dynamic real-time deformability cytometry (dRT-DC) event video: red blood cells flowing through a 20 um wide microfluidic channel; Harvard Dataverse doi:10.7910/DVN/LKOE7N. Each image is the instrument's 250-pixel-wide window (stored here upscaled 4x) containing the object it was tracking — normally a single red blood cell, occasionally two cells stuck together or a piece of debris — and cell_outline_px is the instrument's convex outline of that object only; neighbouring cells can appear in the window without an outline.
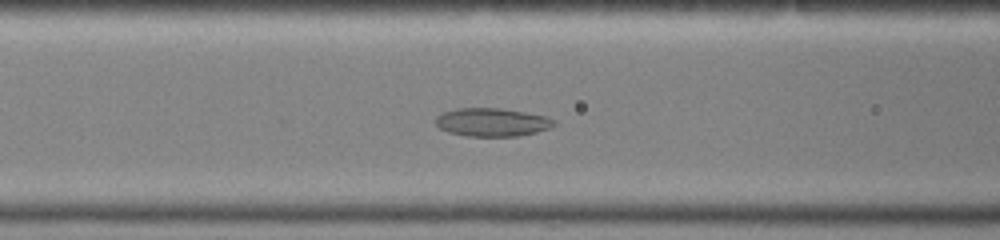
{"species": "common noctule bat (a hibernating species)", "species_latin": "Nyctalus noctula", "temperature_condition": "warm", "stored_images_in_passage": 34, "camera_frame_rate_fps": 3000, "um_per_image_px": 0.085, "animal": {"sex": "female", "body_mass_g": 19.0, "forearm_length_mm": 51.5}, "frame": {"image": 1, "passage_image": 13, "time_ms": 4.0, "image_size_px": [1000, 240], "cell_outline_px": [[556, 124], [548, 128], [536, 132], [516, 136], [468, 136], [448, 132], [440, 128], [436, 124], [436, 116], [444, 112], [456, 108], [500, 108], [524, 112], [544, 116], [556, 120]], "centroid_in_image_um": [41.81, 10.38], "position_along_channel_um": 124.8, "area_um2": 19.36}}
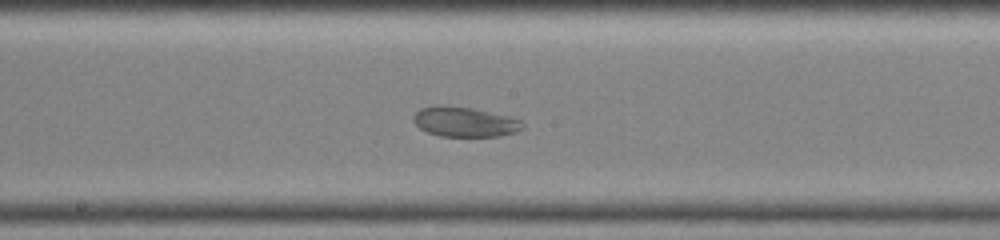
{"frame": {"image": 2, "passage_image": 18, "time_ms": 5.667, "image_size_px": [1000, 240], "cell_outline_px": [[524, 128], [516, 132], [500, 136], [440, 136], [428, 132], [420, 128], [412, 120], [412, 116], [420, 108], [436, 104], [472, 108], [512, 116], [520, 120], [524, 124]], "centroid_in_image_um": [39.51, 10.34], "position_along_channel_um": 208.7, "area_um2": 19.25}}
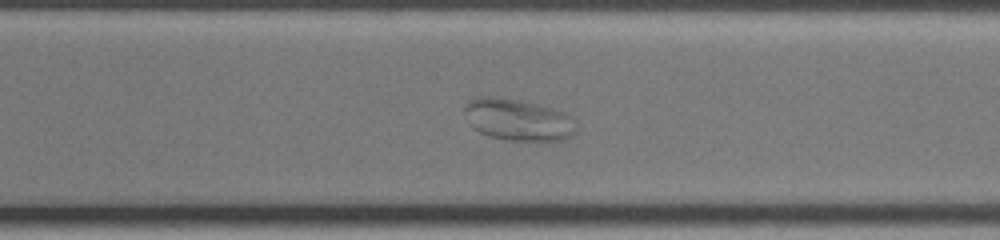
{"frame": {"image": 3, "passage_image": 25, "time_ms": 8.0, "image_size_px": [1000, 240], "cell_outline_px": [[576, 132], [572, 136], [564, 140], [512, 140], [488, 136], [472, 128], [468, 124], [464, 112], [464, 108], [468, 100], [476, 96], [496, 96], [520, 100], [540, 104], [564, 112], [572, 116], [576, 128]], "centroid_in_image_um": [44.01, 10.16], "position_along_channel_um": 326.6, "area_um2": 27.57}}